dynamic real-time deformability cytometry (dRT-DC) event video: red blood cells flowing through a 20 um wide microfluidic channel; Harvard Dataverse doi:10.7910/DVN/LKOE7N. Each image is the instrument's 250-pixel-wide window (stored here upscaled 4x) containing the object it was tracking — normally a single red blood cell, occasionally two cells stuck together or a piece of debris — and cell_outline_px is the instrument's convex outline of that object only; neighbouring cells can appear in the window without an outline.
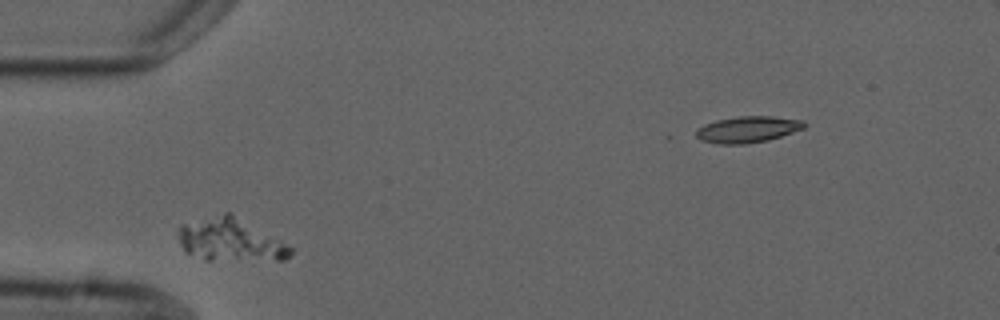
{"species": "common noctule bat (a hibernating species)", "species_latin": "Nyctalus noctula", "temperature_condition": "cold", "stored_images_in_passage": 2, "camera_frame_rate_fps": 3000, "um_per_image_px": 0.085, "animal": {"sex": "male", "forearm_length_mm": 52.5}, "frame": {"image": 1, "passage_image": 1, "time_ms": 0.0, "image_size_px": [1000, 320], "cell_outline_px": [[292, 256], [284, 260], [204, 260], [184, 252], [176, 236], [176, 232], [180, 224], [224, 212], [232, 212], [280, 240], [292, 248]], "centroid_in_image_um": [19.53, 20.39], "position_along_channel_um": 65.5, "area_um2": 28.61}}
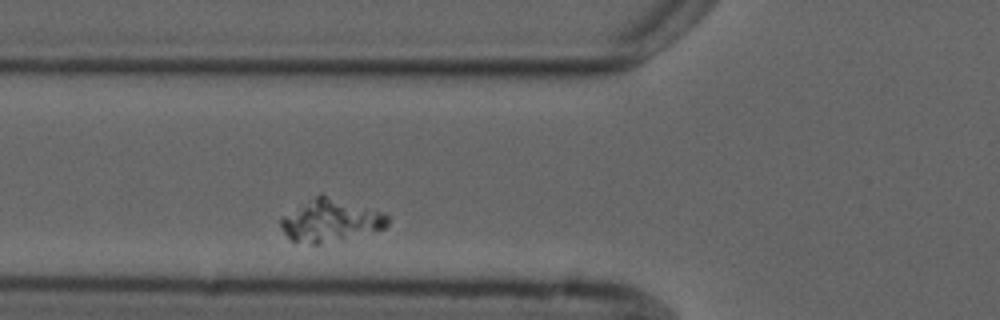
{"frame": {"image": 2, "passage_image": 2, "time_ms": 1.0, "image_size_px": [1000, 320], "cell_outline_px": [[388, 224], [384, 228], [320, 244], [312, 244], [292, 240], [284, 232], [280, 224], [280, 216], [320, 192], [380, 212], [388, 216]], "centroid_in_image_um": [28.02, 18.71], "position_along_channel_um": 97.8, "area_um2": 26.07}}